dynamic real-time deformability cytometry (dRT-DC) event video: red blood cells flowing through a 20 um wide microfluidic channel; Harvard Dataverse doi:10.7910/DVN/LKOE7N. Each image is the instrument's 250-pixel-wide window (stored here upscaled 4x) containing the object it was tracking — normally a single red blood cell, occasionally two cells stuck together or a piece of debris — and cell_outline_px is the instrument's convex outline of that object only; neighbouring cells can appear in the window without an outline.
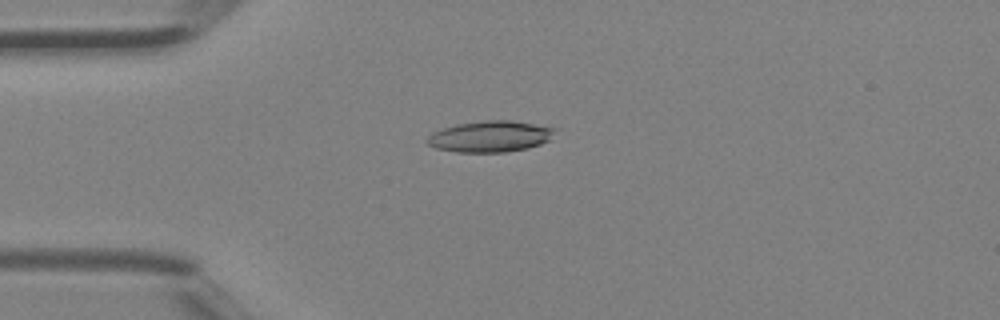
{"species": "Egyptian fruit bat (a non-hibernating species)", "species_latin": "Rousettus aegyptiacus", "temperature_condition": "room temperature", "stored_images_in_passage": 2, "camera_frame_rate_fps": 3000, "um_per_image_px": 0.085, "animal": {"sex": "female"}, "frame": {"image": 1, "passage_image": 2, "time_ms": 0.333, "image_size_px": [1000, 320], "cell_outline_px": [[556, 128], [548, 140], [540, 144], [528, 148], [504, 152], [456, 152], [436, 148], [428, 144], [424, 140], [432, 132], [456, 124], [484, 120], [512, 120]], "centroid_in_image_um": [41.62, 11.59], "position_along_channel_um": 43.4, "area_um2": 23.12}}